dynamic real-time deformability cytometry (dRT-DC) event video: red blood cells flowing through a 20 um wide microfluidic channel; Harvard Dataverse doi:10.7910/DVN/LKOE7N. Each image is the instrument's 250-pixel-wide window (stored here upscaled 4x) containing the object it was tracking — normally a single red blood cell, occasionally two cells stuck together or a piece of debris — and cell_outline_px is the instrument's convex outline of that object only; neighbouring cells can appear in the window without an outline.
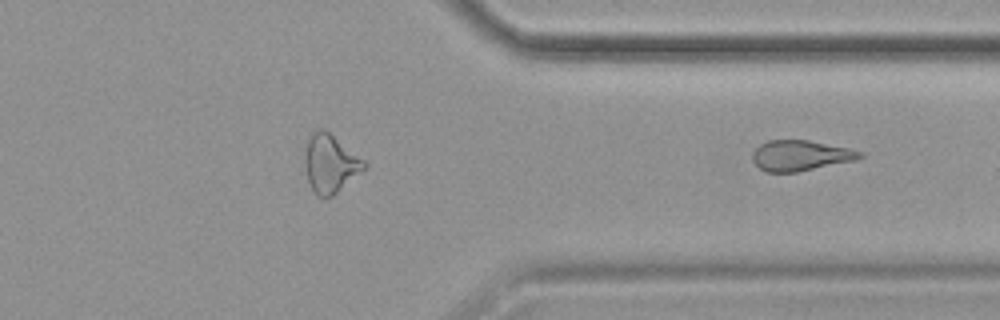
{"species": "common noctule bat (a hibernating species)", "species_latin": "Nyctalus noctula", "temperature_condition": "cold", "stored_images_in_passage": 45, "segment_of_instrument_passage": [2, 2], "camera_frame_rate_fps": 3000, "um_per_image_px": 0.085, "animal": {"sex": "female", "body_mass_g": 19.9}, "frame": {"image": 1, "passage_image": 45, "time_ms": 14.667, "image_size_px": [1000, 320], "cell_outline_px": [[864, 156], [852, 160], [796, 172], [764, 172], [752, 160], [752, 152], [760, 144], [768, 140], [808, 140], [848, 148], [864, 152]], "centroid_in_image_um": [67.99, 13.21], "position_along_channel_um": 343.4, "area_um2": 18.84}}